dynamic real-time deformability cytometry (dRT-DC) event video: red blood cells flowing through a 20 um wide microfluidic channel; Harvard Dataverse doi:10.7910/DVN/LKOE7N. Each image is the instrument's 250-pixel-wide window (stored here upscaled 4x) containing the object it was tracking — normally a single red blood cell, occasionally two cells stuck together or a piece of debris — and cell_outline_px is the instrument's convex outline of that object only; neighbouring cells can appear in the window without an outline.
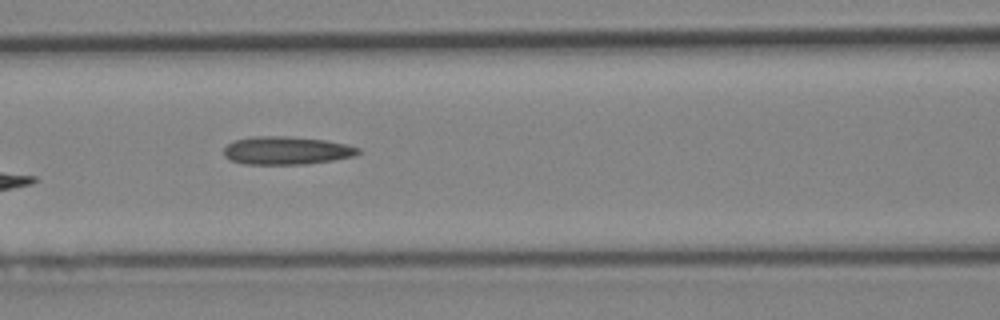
{"species": "Egyptian fruit bat (a non-hibernating species)", "species_latin": "Rousettus aegyptiacus", "temperature_condition": "cold", "stored_images_in_passage": 5, "camera_frame_rate_fps": 3000, "um_per_image_px": 0.085, "animal": {"sex": "female"}, "frame": {"image": 1, "passage_image": 5, "time_ms": 4.667, "image_size_px": [1000, 320], "cell_outline_px": [[360, 152], [356, 156], [332, 160], [304, 164], [244, 164], [228, 160], [224, 156], [224, 148], [228, 144], [236, 140], [252, 136], [288, 136], [324, 140], [348, 144], [360, 148]], "centroid_in_image_um": [24.35, 12.79], "position_along_channel_um": 142.2, "area_um2": 22.08}}